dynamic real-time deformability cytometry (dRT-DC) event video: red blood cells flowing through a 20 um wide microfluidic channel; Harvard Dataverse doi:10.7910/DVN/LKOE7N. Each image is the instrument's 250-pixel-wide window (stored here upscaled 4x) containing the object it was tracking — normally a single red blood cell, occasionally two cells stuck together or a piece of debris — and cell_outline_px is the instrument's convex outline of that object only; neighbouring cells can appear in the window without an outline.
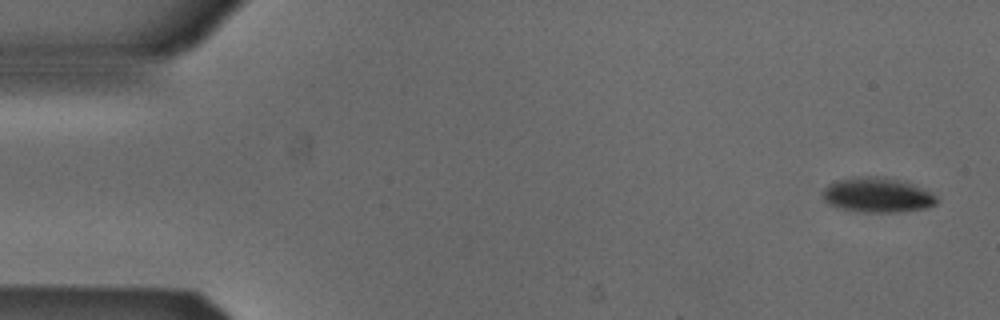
{"species": "Egyptian fruit bat (a non-hibernating species)", "species_latin": "Rousettus aegyptiacus", "temperature_condition": "cold", "stored_images_in_passage": 4, "camera_frame_rate_fps": 3000, "um_per_image_px": 0.085, "animal": {"sex": "male"}, "frame": {"image": 1, "passage_image": 1, "time_ms": 0.0, "image_size_px": [1000, 320], "cell_outline_px": [[940, 200], [936, 204], [928, 208], [900, 212], [856, 212], [836, 208], [828, 204], [820, 196], [820, 192], [828, 184], [836, 180], [868, 176], [884, 176], [912, 184], [924, 188], [932, 192]], "centroid_in_image_um": [74.56, 16.59], "position_along_channel_um": 10.4, "area_um2": 23.7}}
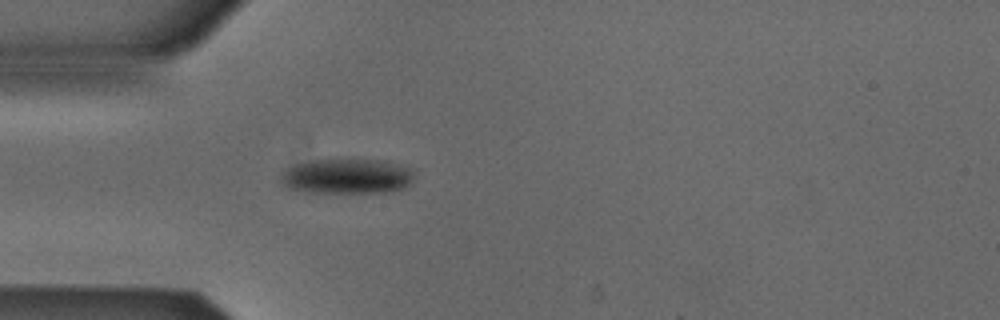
{"frame": {"image": 2, "passage_image": 4, "time_ms": 1.0, "image_size_px": [1000, 320], "cell_outline_px": [[412, 176], [408, 184], [404, 188], [384, 192], [308, 192], [288, 188], [280, 180], [280, 172], [296, 164], [312, 160], [376, 160], [408, 168], [412, 172]], "centroid_in_image_um": [29.4, 14.99], "position_along_channel_um": 55.6, "area_um2": 26.59}}